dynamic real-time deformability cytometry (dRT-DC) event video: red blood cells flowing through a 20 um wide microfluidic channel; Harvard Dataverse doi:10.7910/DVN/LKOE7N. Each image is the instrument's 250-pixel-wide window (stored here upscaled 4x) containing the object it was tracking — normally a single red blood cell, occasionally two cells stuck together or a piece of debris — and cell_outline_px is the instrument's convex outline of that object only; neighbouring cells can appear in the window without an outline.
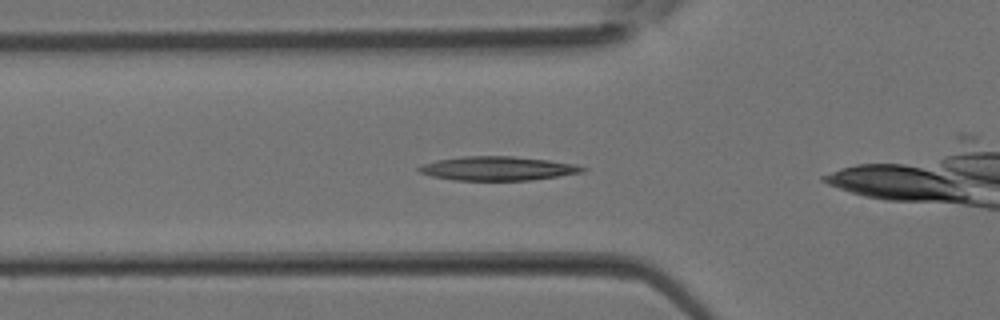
{"species": "Egyptian fruit bat (a non-hibernating species)", "species_latin": "Rousettus aegyptiacus", "temperature_condition": "room temperature", "stored_images_in_passage": 28, "camera_frame_rate_fps": 3000, "um_per_image_px": 0.085, "animal": {"sex": "female"}, "frame": {"image": 1, "passage_image": 10, "time_ms": 3.0, "image_size_px": [1000, 320], "cell_outline_px": [[588, 168], [584, 172], [532, 180], [456, 180], [432, 176], [420, 172], [416, 168], [424, 164], [436, 160], [464, 156], [512, 156], [548, 160], [576, 164]], "centroid_in_image_um": [42.34, 14.31], "position_along_channel_um": 83.5, "area_um2": 22.77}}
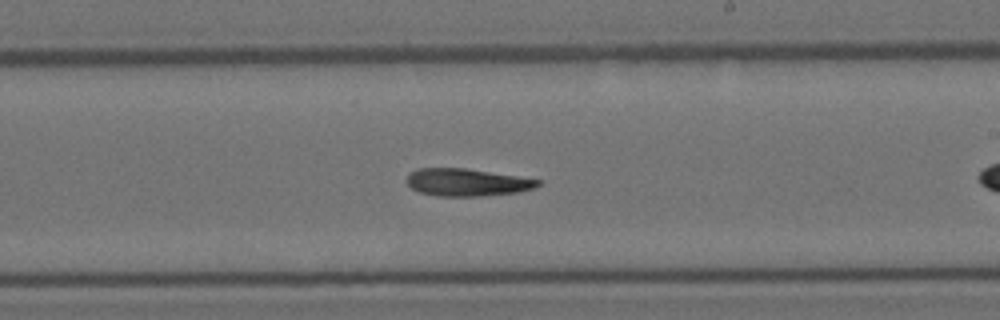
{"frame": {"image": 2, "passage_image": 19, "time_ms": 6.0, "image_size_px": [1000, 320], "cell_outline_px": [[544, 180], [536, 188], [516, 192], [480, 196], [436, 196], [420, 192], [412, 188], [404, 180], [408, 172], [416, 168], [464, 168]], "centroid_in_image_um": [39.66, 15.49], "position_along_channel_um": 249.3, "area_um2": 21.15}}
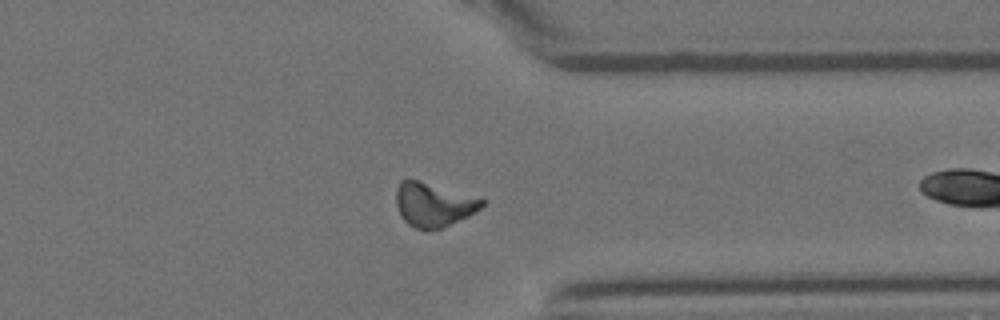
{"frame": {"image": 3, "passage_image": 26, "time_ms": 8.333, "image_size_px": [1000, 320], "cell_outline_px": [[484, 204], [480, 208], [468, 216], [440, 228], [416, 228], [408, 224], [400, 216], [396, 204], [396, 188], [400, 180], [416, 180], [484, 200]], "centroid_in_image_um": [36.78, 17.4], "position_along_channel_um": 374.6, "area_um2": 21.15}}